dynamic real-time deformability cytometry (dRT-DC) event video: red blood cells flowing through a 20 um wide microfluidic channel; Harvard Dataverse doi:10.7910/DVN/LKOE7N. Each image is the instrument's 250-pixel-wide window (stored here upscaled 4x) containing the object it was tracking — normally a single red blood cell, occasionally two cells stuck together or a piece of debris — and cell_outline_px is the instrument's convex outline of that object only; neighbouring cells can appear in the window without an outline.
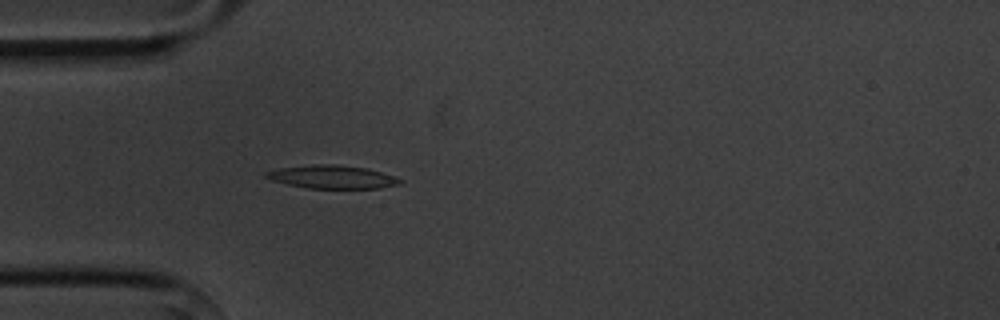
{"species": "common noctule bat (a hibernating species)", "species_latin": "Nyctalus noctula", "temperature_condition": "cold", "stored_images_in_passage": 3, "camera_frame_rate_fps": 3000, "um_per_image_px": 0.085, "animal": {"sex": "male", "body_mass_g": 20.1, "forearm_length_mm": 53.5}, "frame": {"image": 1, "passage_image": 3, "time_ms": 2.333, "image_size_px": [1000, 320], "cell_outline_px": [[404, 180], [400, 184], [380, 188], [308, 188], [288, 184], [272, 180], [264, 176], [264, 172], [280, 168], [312, 164], [336, 164], [364, 168], [396, 176]], "centroid_in_image_um": [28.25, 15.03], "position_along_channel_um": 56.7, "area_um2": 18.03}}